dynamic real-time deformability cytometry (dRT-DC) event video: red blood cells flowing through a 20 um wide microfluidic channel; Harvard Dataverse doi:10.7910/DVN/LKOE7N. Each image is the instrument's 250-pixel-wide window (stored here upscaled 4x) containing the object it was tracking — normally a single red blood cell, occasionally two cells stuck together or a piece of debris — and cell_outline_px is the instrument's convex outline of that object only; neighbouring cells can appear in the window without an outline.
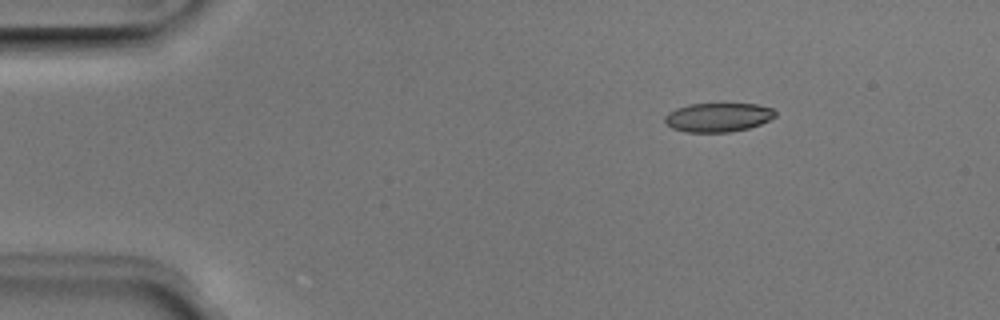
{"species": "Egyptian fruit bat (a non-hibernating species)", "species_latin": "Rousettus aegyptiacus", "temperature_condition": "room temperature", "stored_images_in_passage": 5, "camera_frame_rate_fps": 3000, "um_per_image_px": 0.085, "animal": {"sex": "male"}, "frame": {"image": 1, "passage_image": 3, "time_ms": 0.667, "image_size_px": [1000, 320], "cell_outline_px": [[776, 116], [760, 124], [748, 128], [728, 132], [688, 132], [672, 128], [664, 120], [664, 116], [668, 112], [676, 108], [688, 104], [756, 104], [772, 108], [776, 112]], "centroid_in_image_um": [61.02, 9.97], "position_along_channel_um": 24.0, "area_um2": 18.55}}